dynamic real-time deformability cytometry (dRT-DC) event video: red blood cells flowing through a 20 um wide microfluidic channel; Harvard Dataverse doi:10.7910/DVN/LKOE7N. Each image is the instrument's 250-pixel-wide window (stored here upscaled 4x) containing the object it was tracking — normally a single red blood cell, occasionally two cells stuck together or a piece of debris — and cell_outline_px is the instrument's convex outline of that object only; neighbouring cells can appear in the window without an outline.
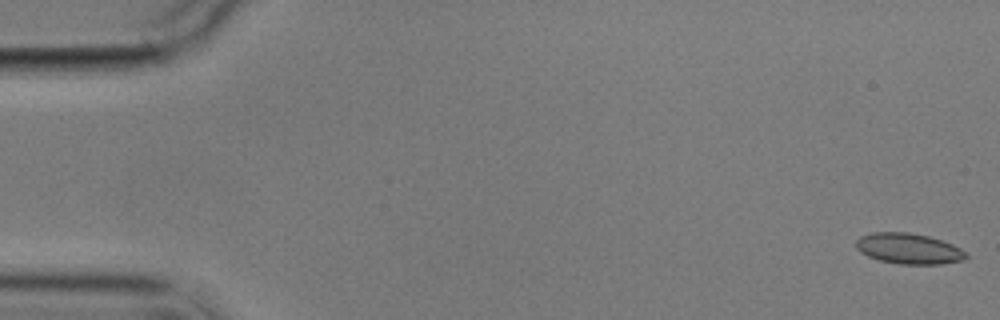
{"species": "common noctule bat (a hibernating species)", "species_latin": "Nyctalus noctula", "temperature_condition": "cold", "stored_images_in_passage": 6, "camera_frame_rate_fps": 3000, "um_per_image_px": 0.085, "animal": {"sex": "male", "body_mass_g": 17.9}, "frame": {"image": 1, "passage_image": 1, "time_ms": 0.0, "image_size_px": [1000, 320], "cell_outline_px": [[968, 256], [964, 260], [940, 264], [900, 264], [880, 260], [868, 256], [860, 252], [856, 248], [856, 240], [860, 236], [872, 232], [908, 232], [928, 236], [952, 244], [960, 248]], "centroid_in_image_um": [77.22, 21.13], "position_along_channel_um": 7.8, "area_um2": 19.59}}